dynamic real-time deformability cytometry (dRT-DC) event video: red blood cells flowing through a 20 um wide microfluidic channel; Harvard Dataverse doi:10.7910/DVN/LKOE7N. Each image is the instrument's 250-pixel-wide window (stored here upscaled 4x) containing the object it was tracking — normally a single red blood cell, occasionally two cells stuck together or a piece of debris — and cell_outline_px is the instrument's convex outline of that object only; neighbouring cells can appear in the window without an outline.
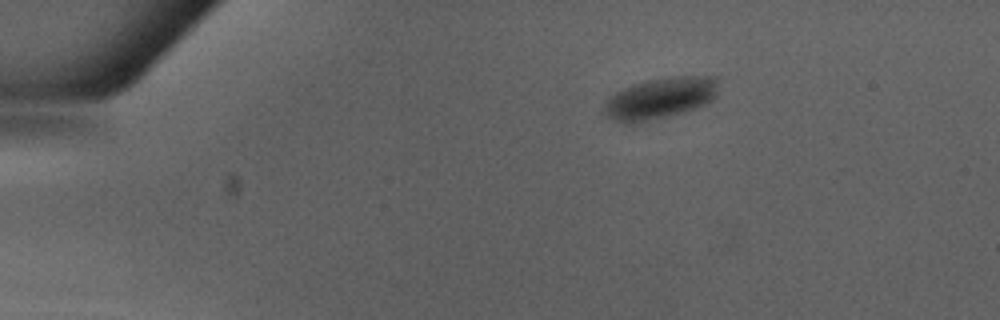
{"species": "Egyptian fruit bat (a non-hibernating species)", "species_latin": "Rousettus aegyptiacus", "temperature_condition": "warm", "stored_images_in_passage": 41, "camera_frame_rate_fps": 3000, "um_per_image_px": 0.085, "animal": {"sex": "male"}, "frame": {"image": 1, "passage_image": 1, "time_ms": 0.0, "image_size_px": [1000, 320], "cell_outline_px": [[720, 80], [716, 96], [708, 104], [684, 112], [668, 116], [628, 124], [624, 124], [604, 116], [600, 112], [604, 104], [616, 92], [632, 84], [644, 80], [672, 76], [720, 76]], "centroid_in_image_um": [56.14, 8.34], "position_along_channel_um": 28.9, "area_um2": 28.09}}
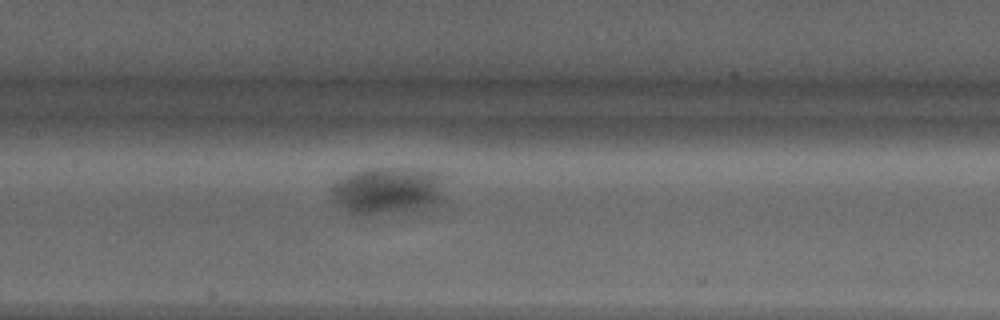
{"frame": {"image": 2, "passage_image": 17, "time_ms": 5.333, "image_size_px": [1000, 320], "cell_outline_px": [[444, 200], [428, 208], [380, 212], [352, 212], [332, 200], [332, 188], [336, 180], [344, 176], [356, 172], [372, 168], [416, 168], [440, 172]], "centroid_in_image_um": [33.02, 16.14], "position_along_channel_um": 174.4, "area_um2": 30.46}}
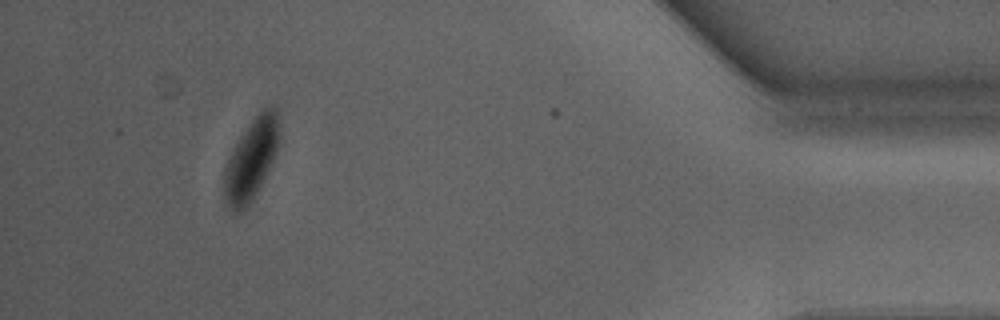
{"frame": {"image": 3, "passage_image": 38, "time_ms": 12.333, "image_size_px": [1000, 320], "cell_outline_px": [[280, 144], [252, 200], [240, 212], [236, 212], [228, 204], [224, 196], [224, 168], [236, 140], [252, 120], [264, 108], [272, 104], [276, 108], [280, 128]], "centroid_in_image_um": [21.37, 13.47], "position_along_channel_um": 413.8, "area_um2": 25.72}}